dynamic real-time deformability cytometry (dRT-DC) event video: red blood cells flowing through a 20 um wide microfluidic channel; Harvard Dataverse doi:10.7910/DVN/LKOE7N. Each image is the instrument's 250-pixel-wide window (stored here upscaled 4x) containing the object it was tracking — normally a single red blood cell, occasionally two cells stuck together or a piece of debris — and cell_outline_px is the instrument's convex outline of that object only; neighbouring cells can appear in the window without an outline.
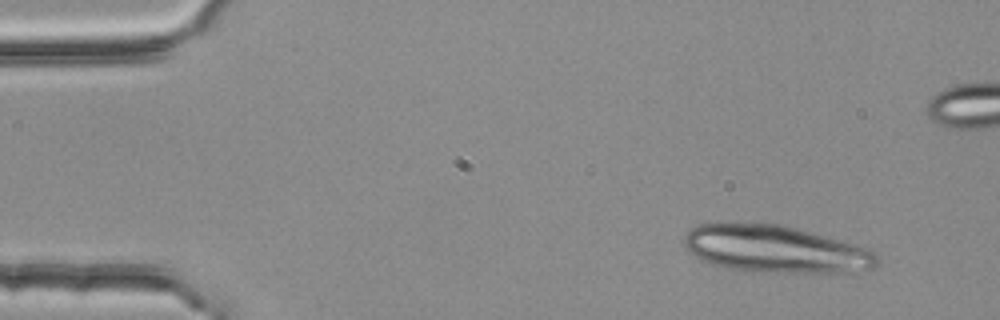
{"species": "common noctule bat (a hibernating species)", "species_latin": "Nyctalus noctula", "temperature_condition": "room temperature", "stored_images_in_passage": 2, "camera_frame_rate_fps": 3000, "um_per_image_px": 0.085, "animal": {"sex": "female", "body_mass_g": 25.1}, "frame": {"image": 1, "passage_image": 2, "time_ms": 0.333, "image_size_px": [1000, 320], "cell_outline_px": [[880, 260], [872, 268], [840, 272], [776, 272], [724, 268], [700, 260], [684, 248], [684, 236], [688, 228], [700, 224], [732, 220], [784, 224], [852, 244], [876, 252], [880, 256]], "centroid_in_image_um": [65.78, 21.12], "position_along_channel_um": 19.2, "area_um2": 53.7}}